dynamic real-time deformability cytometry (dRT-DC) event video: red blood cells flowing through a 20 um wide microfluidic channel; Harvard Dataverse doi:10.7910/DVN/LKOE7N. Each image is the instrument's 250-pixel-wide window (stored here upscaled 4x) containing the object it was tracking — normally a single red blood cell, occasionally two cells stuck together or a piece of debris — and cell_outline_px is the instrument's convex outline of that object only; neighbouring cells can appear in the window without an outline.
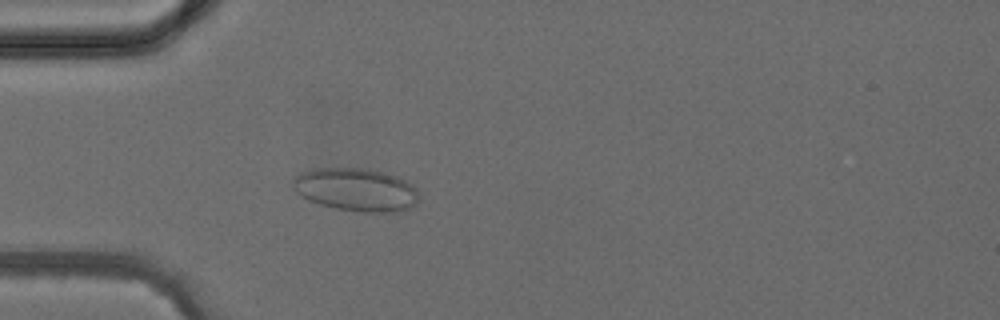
{"species": "common noctule bat (a hibernating species)", "species_latin": "Nyctalus noctula", "temperature_condition": "cold", "stored_images_in_passage": 4, "camera_frame_rate_fps": 3000, "um_per_image_px": 0.085, "animal": {"sex": "female", "body_mass_g": 24.6, "forearm_length_mm": 56.2}, "frame": {"image": 1, "passage_image": 4, "time_ms": 3.667, "image_size_px": [1000, 320], "cell_outline_px": [[420, 196], [416, 204], [400, 212], [360, 212], [336, 208], [320, 204], [308, 200], [296, 192], [292, 184], [292, 180], [296, 176], [304, 172], [320, 168], [360, 168], [384, 172], [396, 176], [412, 184], [416, 188]], "centroid_in_image_um": [30.3, 16.13], "position_along_channel_um": 54.7, "area_um2": 31.56}}